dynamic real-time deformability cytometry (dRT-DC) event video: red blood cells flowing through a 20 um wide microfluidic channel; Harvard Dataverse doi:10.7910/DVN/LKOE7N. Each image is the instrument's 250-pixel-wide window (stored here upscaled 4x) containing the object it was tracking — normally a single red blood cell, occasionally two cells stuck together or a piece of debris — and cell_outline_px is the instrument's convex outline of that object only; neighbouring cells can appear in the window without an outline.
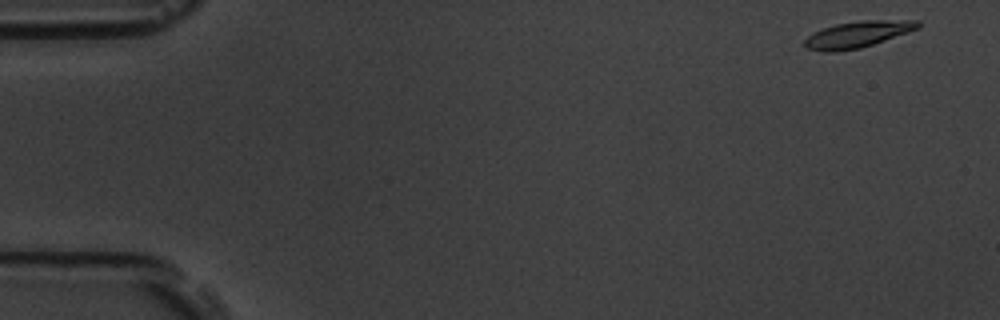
{"species": "common noctule bat (a hibernating species)", "species_latin": "Nyctalus noctula", "temperature_condition": "room temperature", "stored_images_in_passage": 55, "camera_frame_rate_fps": 3000, "um_per_image_px": 0.085, "animal": {"sex": "male", "body_mass_g": 19.5, "forearm_length_mm": 54.6}, "frame": {"image": 1, "passage_image": 1, "time_ms": 0.0, "image_size_px": [1000, 320], "cell_outline_px": [[920, 28], [860, 48], [832, 52], [824, 52], [804, 48], [804, 40], [812, 32], [836, 24], [860, 20], [920, 20]], "centroid_in_image_um": [72.87, 2.92], "position_along_channel_um": 12.1, "area_um2": 17.4}}
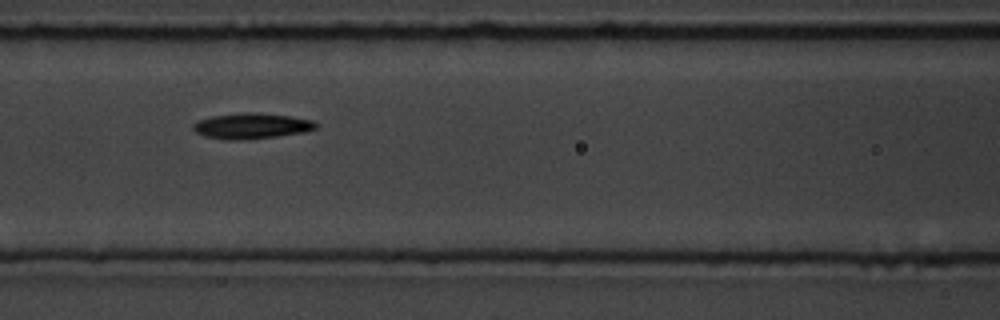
{"frame": {"image": 2, "passage_image": 23, "time_ms": 7.333, "image_size_px": [1000, 320], "cell_outline_px": [[320, 124], [316, 128], [308, 132], [244, 140], [224, 140], [204, 136], [196, 132], [192, 128], [192, 124], [200, 120], [212, 116], [244, 112], [252, 112], [292, 116], [312, 120]], "centroid_in_image_um": [21.41, 10.71], "position_along_channel_um": 145.2, "area_um2": 18.55}}
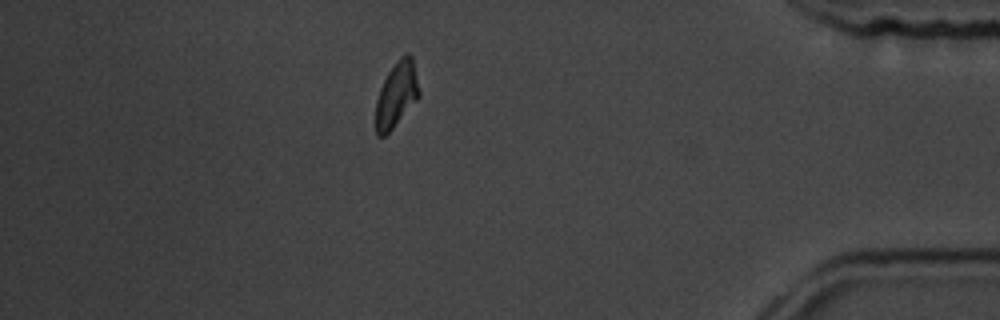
{"frame": {"image": 3, "passage_image": 48, "time_ms": 15.667, "image_size_px": [1000, 320], "cell_outline_px": [[420, 96], [392, 128], [384, 136], [376, 136], [376, 100], [380, 88], [388, 72], [396, 60], [404, 52], [408, 52], [412, 56], [420, 92]], "centroid_in_image_um": [33.71, 7.99], "position_along_channel_um": 401.5, "area_um2": 16.42}, "authors_computed_cell_mechanics": {"area_um2": 17.2244, "velocity_mm_per_s": 3.5722, "shape_relaxation_time_tau1_ms": 2.6814, "shape_relaxation_time_tau2_ms": 8.1831, "deformation_change_tau1": 0.1384, "deformation_change_tau2": 0.1488}}